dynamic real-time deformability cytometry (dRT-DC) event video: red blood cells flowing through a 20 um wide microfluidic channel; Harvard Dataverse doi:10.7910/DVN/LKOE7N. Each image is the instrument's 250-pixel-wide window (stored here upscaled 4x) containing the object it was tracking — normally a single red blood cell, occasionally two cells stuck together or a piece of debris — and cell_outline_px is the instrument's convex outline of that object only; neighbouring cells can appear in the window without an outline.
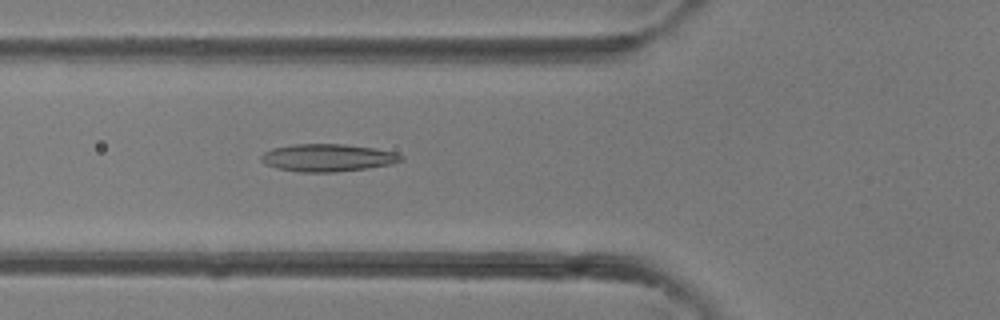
{"species": "common noctule bat (a hibernating species)", "species_latin": "Nyctalus noctula", "temperature_condition": "room temperature", "stored_images_in_passage": 39, "camera_frame_rate_fps": 3000, "um_per_image_px": 0.085, "animal": {"sex": "female"}, "frame": {"image": 1, "passage_image": 14, "time_ms": 4.333, "image_size_px": [1000, 320], "cell_outline_px": [[404, 160], [392, 164], [368, 168], [336, 172], [296, 172], [276, 168], [264, 164], [260, 160], [260, 156], [264, 152], [272, 148], [292, 144], [344, 144], [372, 148], [396, 152], [404, 156]], "centroid_in_image_um": [27.84, 13.41], "position_along_channel_um": 98.0, "area_um2": 22.72}}
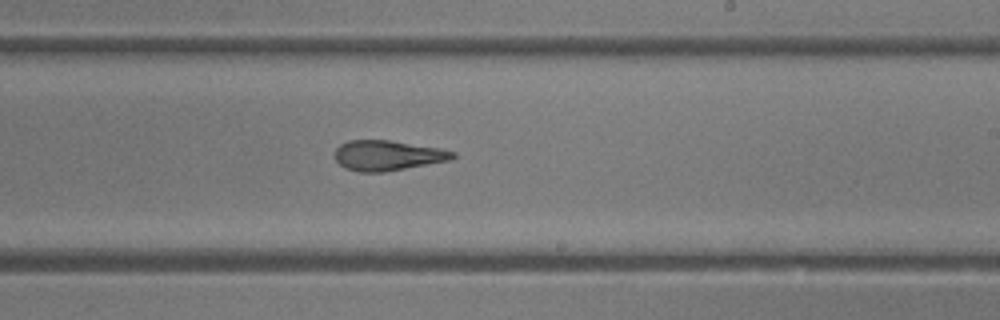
{"frame": {"image": 2, "passage_image": 23, "time_ms": 7.333, "image_size_px": [1000, 320], "cell_outline_px": [[456, 156], [448, 160], [384, 172], [360, 172], [344, 168], [336, 160], [336, 148], [340, 144], [348, 140], [388, 140], [444, 148], [456, 152]], "centroid_in_image_um": [32.95, 13.2], "position_along_channel_um": 256.0, "area_um2": 20.69}}
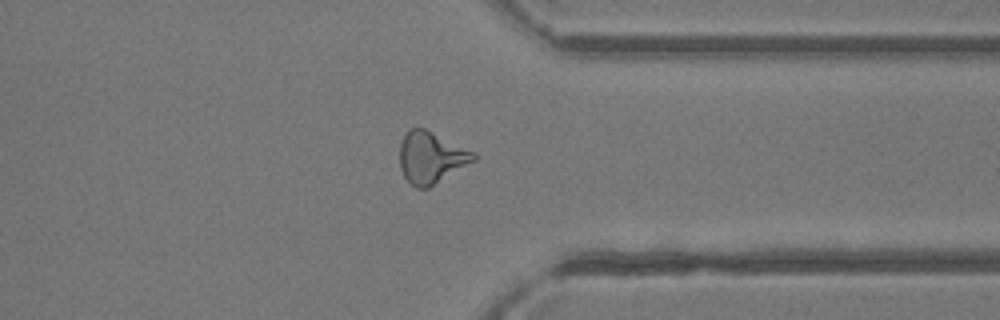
{"frame": {"image": 3, "passage_image": 30, "time_ms": 9.667, "image_size_px": [1000, 320], "cell_outline_px": [[476, 160], [428, 188], [416, 188], [404, 176], [400, 168], [400, 144], [408, 128], [424, 128], [476, 152]], "centroid_in_image_um": [36.65, 13.38], "position_along_channel_um": 374.8, "area_um2": 22.14}}